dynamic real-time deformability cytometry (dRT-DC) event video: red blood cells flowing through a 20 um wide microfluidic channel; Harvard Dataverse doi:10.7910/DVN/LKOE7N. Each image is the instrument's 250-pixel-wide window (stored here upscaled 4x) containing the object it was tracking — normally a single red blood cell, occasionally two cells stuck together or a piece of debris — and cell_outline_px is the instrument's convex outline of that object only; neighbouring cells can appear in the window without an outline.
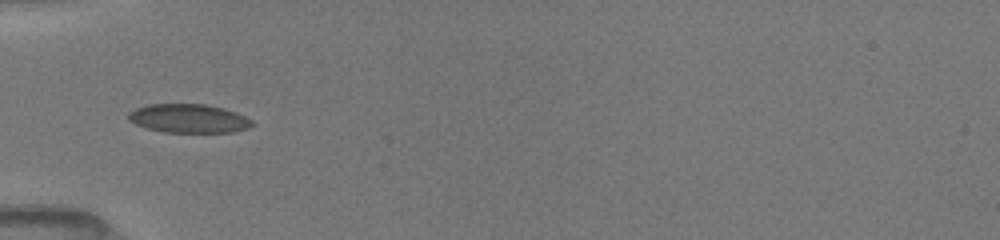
{"species": "common noctule bat (a hibernating species)", "species_latin": "Nyctalus noctula", "temperature_condition": "room temperature", "stored_images_in_passage": 10, "camera_frame_rate_fps": 3000, "um_per_image_px": 0.085, "animal": {"sex": "female", "body_mass_g": 19.5, "forearm_length_mm": 54.1}, "frame": {"image": 1, "passage_image": 1, "time_ms": 0.0, "image_size_px": [1000, 240], "cell_outline_px": [[252, 124], [248, 128], [232, 132], [164, 132], [148, 128], [136, 124], [128, 120], [128, 112], [136, 108], [148, 104], [204, 104], [224, 108], [236, 112], [252, 120]], "centroid_in_image_um": [16.02, 10.06], "position_along_channel_um": 69.0, "area_um2": 20.63}}
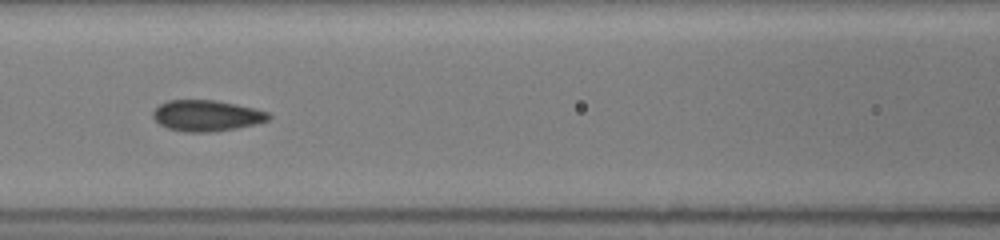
{"frame": {"image": 2, "passage_image": 7, "time_ms": 2.0, "image_size_px": [1000, 240], "cell_outline_px": [[272, 116], [268, 120], [256, 124], [236, 128], [212, 132], [184, 132], [168, 128], [160, 124], [152, 116], [152, 112], [160, 104], [168, 100], [216, 100], [236, 104], [268, 112]], "centroid_in_image_um": [17.56, 9.83], "position_along_channel_um": 149.0, "area_um2": 20.87}}
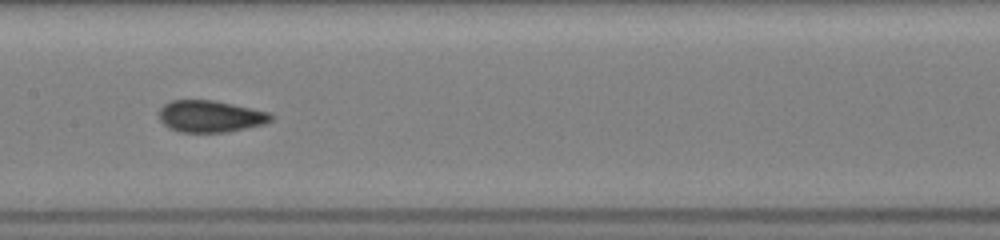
{"frame": {"image": 3, "passage_image": 9, "time_ms": 2.667, "image_size_px": [1000, 240], "cell_outline_px": [[272, 120], [264, 124], [228, 132], [180, 132], [168, 128], [160, 120], [156, 112], [164, 104], [172, 100], [216, 100], [268, 112], [272, 116]], "centroid_in_image_um": [17.83, 9.88], "position_along_channel_um": 189.6, "area_um2": 20.87}}